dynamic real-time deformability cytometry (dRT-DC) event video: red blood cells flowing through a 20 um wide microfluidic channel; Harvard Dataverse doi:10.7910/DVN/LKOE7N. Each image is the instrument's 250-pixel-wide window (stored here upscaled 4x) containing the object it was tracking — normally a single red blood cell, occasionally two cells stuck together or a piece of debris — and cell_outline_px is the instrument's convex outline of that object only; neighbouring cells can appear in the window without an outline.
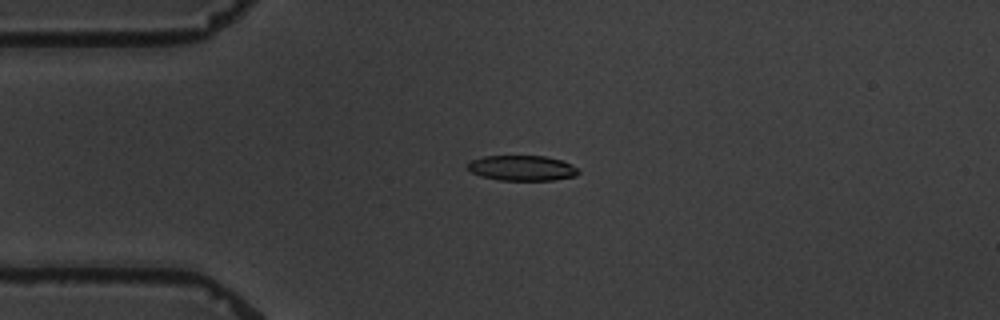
{"species": "common noctule bat (a hibernating species)", "species_latin": "Nyctalus noctula", "temperature_condition": "warm", "stored_images_in_passage": 4, "camera_frame_rate_fps": 3000, "um_per_image_px": 0.085, "animal": {"sex": "male", "body_mass_g": 19.5, "forearm_length_mm": 54.6}, "frame": {"image": 1, "passage_image": 2, "time_ms": 2.0, "image_size_px": [1000, 320], "cell_outline_px": [[580, 172], [576, 176], [552, 180], [500, 180], [480, 176], [472, 172], [468, 168], [468, 164], [472, 160], [484, 156], [544, 156], [560, 160], [572, 164]], "centroid_in_image_um": [44.39, 14.29], "position_along_channel_um": 40.6, "area_um2": 16.18}}
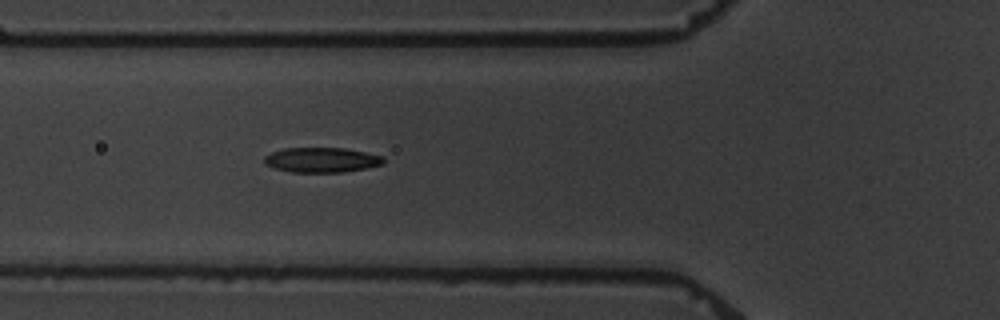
{"frame": {"image": 2, "passage_image": 4, "time_ms": 4.333, "image_size_px": [1000, 320], "cell_outline_px": [[384, 164], [368, 168], [340, 172], [292, 172], [272, 168], [264, 164], [264, 156], [272, 152], [284, 148], [344, 148], [384, 156]], "centroid_in_image_um": [27.32, 13.6], "position_along_channel_um": 98.5, "area_um2": 17.4}}